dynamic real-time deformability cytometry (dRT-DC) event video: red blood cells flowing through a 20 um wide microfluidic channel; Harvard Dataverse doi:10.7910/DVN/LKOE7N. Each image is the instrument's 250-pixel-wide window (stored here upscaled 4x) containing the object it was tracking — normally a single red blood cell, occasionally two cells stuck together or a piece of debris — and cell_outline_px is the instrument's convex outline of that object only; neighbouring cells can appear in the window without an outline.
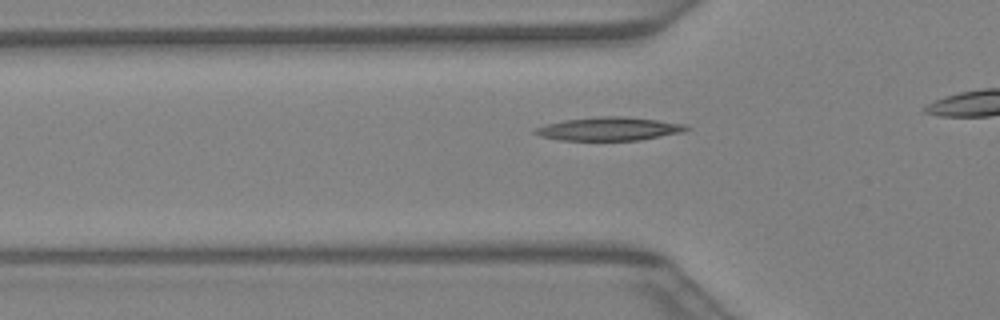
{"species": "Egyptian fruit bat (a non-hibernating species)", "species_latin": "Rousettus aegyptiacus", "temperature_condition": "warm", "stored_images_in_passage": 30, "camera_frame_rate_fps": 3000, "um_per_image_px": 0.085, "animal": {"sex": "female"}, "frame": {"image": 1, "passage_image": 10, "time_ms": 3.0, "image_size_px": [1000, 320], "cell_outline_px": [[692, 128], [684, 132], [640, 140], [560, 140], [540, 136], [532, 132], [536, 128], [544, 124], [564, 120], [596, 116], [624, 116], [688, 124]], "centroid_in_image_um": [51.8, 10.94], "position_along_channel_um": 74.0, "area_um2": 20.81}}
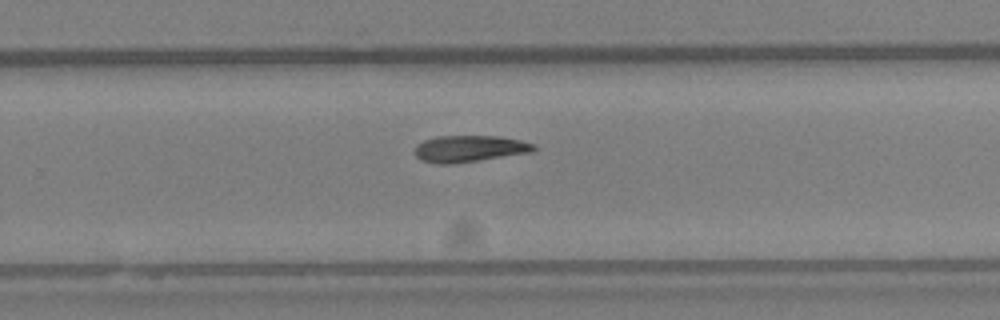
{"frame": {"image": 2, "passage_image": 23, "time_ms": 7.333, "image_size_px": [1000, 320], "cell_outline_px": [[536, 148], [532, 152], [480, 160], [452, 164], [440, 164], [420, 160], [416, 156], [416, 144], [424, 140], [436, 136], [500, 136], [520, 140], [536, 144]], "centroid_in_image_um": [39.91, 12.63], "position_along_channel_um": 289.9, "area_um2": 18.5}}
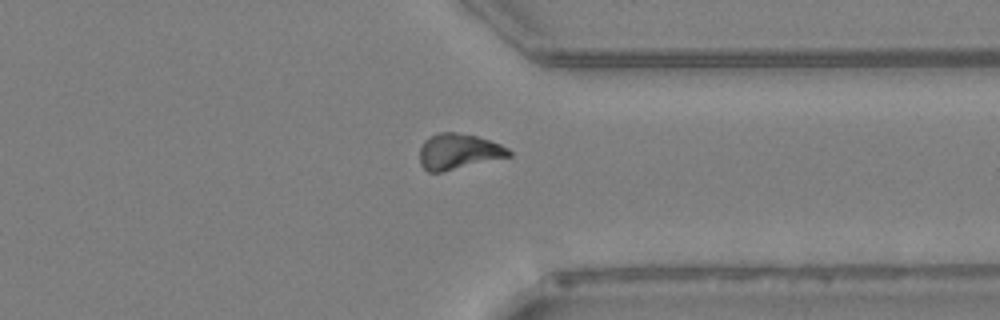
{"frame": {"image": 3, "passage_image": 28, "time_ms": 9.0, "image_size_px": [1000, 320], "cell_outline_px": [[512, 156], [444, 172], [428, 172], [420, 164], [420, 148], [424, 140], [436, 132], [456, 132], [476, 136], [500, 144], [508, 148], [512, 152]], "centroid_in_image_um": [38.97, 12.89], "position_along_channel_um": 372.4, "area_um2": 18.73}}